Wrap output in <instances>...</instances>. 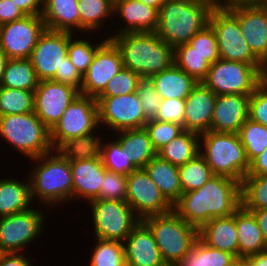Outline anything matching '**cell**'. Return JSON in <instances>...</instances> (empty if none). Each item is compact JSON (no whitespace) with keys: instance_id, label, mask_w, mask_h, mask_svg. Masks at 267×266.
<instances>
[{"instance_id":"obj_1","label":"cell","mask_w":267,"mask_h":266,"mask_svg":"<svg viewBox=\"0 0 267 266\" xmlns=\"http://www.w3.org/2000/svg\"><path fill=\"white\" fill-rule=\"evenodd\" d=\"M241 207V183L213 175L202 187L185 192L173 210L198 230L213 218L227 217Z\"/></svg>"},{"instance_id":"obj_2","label":"cell","mask_w":267,"mask_h":266,"mask_svg":"<svg viewBox=\"0 0 267 266\" xmlns=\"http://www.w3.org/2000/svg\"><path fill=\"white\" fill-rule=\"evenodd\" d=\"M218 0H165L158 11L155 33L173 49L189 40L209 24Z\"/></svg>"},{"instance_id":"obj_3","label":"cell","mask_w":267,"mask_h":266,"mask_svg":"<svg viewBox=\"0 0 267 266\" xmlns=\"http://www.w3.org/2000/svg\"><path fill=\"white\" fill-rule=\"evenodd\" d=\"M119 50L124 68L150 78L174 64V49L155 32H128L108 38Z\"/></svg>"},{"instance_id":"obj_4","label":"cell","mask_w":267,"mask_h":266,"mask_svg":"<svg viewBox=\"0 0 267 266\" xmlns=\"http://www.w3.org/2000/svg\"><path fill=\"white\" fill-rule=\"evenodd\" d=\"M199 137L203 139L205 148L200 154L213 175L229 177L241 183L249 172L250 162L239 134L207 131Z\"/></svg>"},{"instance_id":"obj_5","label":"cell","mask_w":267,"mask_h":266,"mask_svg":"<svg viewBox=\"0 0 267 266\" xmlns=\"http://www.w3.org/2000/svg\"><path fill=\"white\" fill-rule=\"evenodd\" d=\"M150 229L165 263L179 264L198 239V229L174 210L142 220Z\"/></svg>"},{"instance_id":"obj_6","label":"cell","mask_w":267,"mask_h":266,"mask_svg":"<svg viewBox=\"0 0 267 266\" xmlns=\"http://www.w3.org/2000/svg\"><path fill=\"white\" fill-rule=\"evenodd\" d=\"M58 155L43 154L35 160H44L36 166L30 177L31 197L38 196L44 203L72 200L73 180L70 161L59 151ZM49 156V158H47Z\"/></svg>"},{"instance_id":"obj_7","label":"cell","mask_w":267,"mask_h":266,"mask_svg":"<svg viewBox=\"0 0 267 266\" xmlns=\"http://www.w3.org/2000/svg\"><path fill=\"white\" fill-rule=\"evenodd\" d=\"M0 135L32 159L50 153V130L34 113L0 116Z\"/></svg>"},{"instance_id":"obj_8","label":"cell","mask_w":267,"mask_h":266,"mask_svg":"<svg viewBox=\"0 0 267 266\" xmlns=\"http://www.w3.org/2000/svg\"><path fill=\"white\" fill-rule=\"evenodd\" d=\"M209 25L216 34L220 59L251 64L267 76V68L253 55L242 35L238 17L226 5L217 3L211 11Z\"/></svg>"},{"instance_id":"obj_9","label":"cell","mask_w":267,"mask_h":266,"mask_svg":"<svg viewBox=\"0 0 267 266\" xmlns=\"http://www.w3.org/2000/svg\"><path fill=\"white\" fill-rule=\"evenodd\" d=\"M266 77L253 65L219 59L202 83L216 95H251Z\"/></svg>"},{"instance_id":"obj_10","label":"cell","mask_w":267,"mask_h":266,"mask_svg":"<svg viewBox=\"0 0 267 266\" xmlns=\"http://www.w3.org/2000/svg\"><path fill=\"white\" fill-rule=\"evenodd\" d=\"M98 125L96 98L79 94L50 130L52 146L57 150L68 139L90 134Z\"/></svg>"},{"instance_id":"obj_11","label":"cell","mask_w":267,"mask_h":266,"mask_svg":"<svg viewBox=\"0 0 267 266\" xmlns=\"http://www.w3.org/2000/svg\"><path fill=\"white\" fill-rule=\"evenodd\" d=\"M90 202L96 238L123 242L141 221L133 217L135 212L126 201L95 199Z\"/></svg>"},{"instance_id":"obj_12","label":"cell","mask_w":267,"mask_h":266,"mask_svg":"<svg viewBox=\"0 0 267 266\" xmlns=\"http://www.w3.org/2000/svg\"><path fill=\"white\" fill-rule=\"evenodd\" d=\"M126 202L139 220L165 214L173 205L165 198L145 169H136L127 175Z\"/></svg>"},{"instance_id":"obj_13","label":"cell","mask_w":267,"mask_h":266,"mask_svg":"<svg viewBox=\"0 0 267 266\" xmlns=\"http://www.w3.org/2000/svg\"><path fill=\"white\" fill-rule=\"evenodd\" d=\"M46 26L42 15L24 18L0 25V49L8 59L30 58Z\"/></svg>"},{"instance_id":"obj_14","label":"cell","mask_w":267,"mask_h":266,"mask_svg":"<svg viewBox=\"0 0 267 266\" xmlns=\"http://www.w3.org/2000/svg\"><path fill=\"white\" fill-rule=\"evenodd\" d=\"M98 122L112 130L143 128L147 120L136 92L114 97H97Z\"/></svg>"},{"instance_id":"obj_15","label":"cell","mask_w":267,"mask_h":266,"mask_svg":"<svg viewBox=\"0 0 267 266\" xmlns=\"http://www.w3.org/2000/svg\"><path fill=\"white\" fill-rule=\"evenodd\" d=\"M237 17L253 55L267 68V2L226 5Z\"/></svg>"},{"instance_id":"obj_16","label":"cell","mask_w":267,"mask_h":266,"mask_svg":"<svg viewBox=\"0 0 267 266\" xmlns=\"http://www.w3.org/2000/svg\"><path fill=\"white\" fill-rule=\"evenodd\" d=\"M71 32L45 29L34 47L30 61L39 81L52 80L68 56Z\"/></svg>"},{"instance_id":"obj_17","label":"cell","mask_w":267,"mask_h":266,"mask_svg":"<svg viewBox=\"0 0 267 266\" xmlns=\"http://www.w3.org/2000/svg\"><path fill=\"white\" fill-rule=\"evenodd\" d=\"M123 67L119 50L107 38L97 49L91 64L82 75L80 94L97 98Z\"/></svg>"},{"instance_id":"obj_18","label":"cell","mask_w":267,"mask_h":266,"mask_svg":"<svg viewBox=\"0 0 267 266\" xmlns=\"http://www.w3.org/2000/svg\"><path fill=\"white\" fill-rule=\"evenodd\" d=\"M43 220V214L34 209L0 217V252L18 253L41 232Z\"/></svg>"},{"instance_id":"obj_19","label":"cell","mask_w":267,"mask_h":266,"mask_svg":"<svg viewBox=\"0 0 267 266\" xmlns=\"http://www.w3.org/2000/svg\"><path fill=\"white\" fill-rule=\"evenodd\" d=\"M80 92L54 80L39 81L34 92V113L51 130Z\"/></svg>"},{"instance_id":"obj_20","label":"cell","mask_w":267,"mask_h":266,"mask_svg":"<svg viewBox=\"0 0 267 266\" xmlns=\"http://www.w3.org/2000/svg\"><path fill=\"white\" fill-rule=\"evenodd\" d=\"M249 96L242 94L217 95L210 131L238 133L248 119Z\"/></svg>"},{"instance_id":"obj_21","label":"cell","mask_w":267,"mask_h":266,"mask_svg":"<svg viewBox=\"0 0 267 266\" xmlns=\"http://www.w3.org/2000/svg\"><path fill=\"white\" fill-rule=\"evenodd\" d=\"M126 266H163L165 264L154 236L141 220L125 239Z\"/></svg>"},{"instance_id":"obj_22","label":"cell","mask_w":267,"mask_h":266,"mask_svg":"<svg viewBox=\"0 0 267 266\" xmlns=\"http://www.w3.org/2000/svg\"><path fill=\"white\" fill-rule=\"evenodd\" d=\"M216 94L202 82L185 99L183 129L198 134L210 131Z\"/></svg>"},{"instance_id":"obj_23","label":"cell","mask_w":267,"mask_h":266,"mask_svg":"<svg viewBox=\"0 0 267 266\" xmlns=\"http://www.w3.org/2000/svg\"><path fill=\"white\" fill-rule=\"evenodd\" d=\"M73 197L86 198L89 201L95 200L100 194V185H102L105 171L102 159H83L70 161Z\"/></svg>"},{"instance_id":"obj_24","label":"cell","mask_w":267,"mask_h":266,"mask_svg":"<svg viewBox=\"0 0 267 266\" xmlns=\"http://www.w3.org/2000/svg\"><path fill=\"white\" fill-rule=\"evenodd\" d=\"M198 237L208 246L238 257V235L235 213L213 218L198 230Z\"/></svg>"},{"instance_id":"obj_25","label":"cell","mask_w":267,"mask_h":266,"mask_svg":"<svg viewBox=\"0 0 267 266\" xmlns=\"http://www.w3.org/2000/svg\"><path fill=\"white\" fill-rule=\"evenodd\" d=\"M115 10L127 21V28L117 34L155 32L157 29L158 11L140 0H119L114 4Z\"/></svg>"},{"instance_id":"obj_26","label":"cell","mask_w":267,"mask_h":266,"mask_svg":"<svg viewBox=\"0 0 267 266\" xmlns=\"http://www.w3.org/2000/svg\"><path fill=\"white\" fill-rule=\"evenodd\" d=\"M238 235V257H249L267 250V244L256 218L242 206L235 212Z\"/></svg>"},{"instance_id":"obj_27","label":"cell","mask_w":267,"mask_h":266,"mask_svg":"<svg viewBox=\"0 0 267 266\" xmlns=\"http://www.w3.org/2000/svg\"><path fill=\"white\" fill-rule=\"evenodd\" d=\"M42 18L46 29L72 32L81 29L78 0H43Z\"/></svg>"},{"instance_id":"obj_28","label":"cell","mask_w":267,"mask_h":266,"mask_svg":"<svg viewBox=\"0 0 267 266\" xmlns=\"http://www.w3.org/2000/svg\"><path fill=\"white\" fill-rule=\"evenodd\" d=\"M116 141L125 156L136 169H144L147 163L157 155L147 130L143 128L125 129Z\"/></svg>"},{"instance_id":"obj_29","label":"cell","mask_w":267,"mask_h":266,"mask_svg":"<svg viewBox=\"0 0 267 266\" xmlns=\"http://www.w3.org/2000/svg\"><path fill=\"white\" fill-rule=\"evenodd\" d=\"M162 99L185 100L198 82L173 64L170 68L149 78Z\"/></svg>"},{"instance_id":"obj_30","label":"cell","mask_w":267,"mask_h":266,"mask_svg":"<svg viewBox=\"0 0 267 266\" xmlns=\"http://www.w3.org/2000/svg\"><path fill=\"white\" fill-rule=\"evenodd\" d=\"M144 169L172 205L181 198L183 192L177 166L156 155Z\"/></svg>"},{"instance_id":"obj_31","label":"cell","mask_w":267,"mask_h":266,"mask_svg":"<svg viewBox=\"0 0 267 266\" xmlns=\"http://www.w3.org/2000/svg\"><path fill=\"white\" fill-rule=\"evenodd\" d=\"M198 136L200 134L196 132L184 130L168 144L162 146L157 151V155L174 166H183L200 153Z\"/></svg>"},{"instance_id":"obj_32","label":"cell","mask_w":267,"mask_h":266,"mask_svg":"<svg viewBox=\"0 0 267 266\" xmlns=\"http://www.w3.org/2000/svg\"><path fill=\"white\" fill-rule=\"evenodd\" d=\"M31 200L30 181L0 180V217L28 210Z\"/></svg>"},{"instance_id":"obj_33","label":"cell","mask_w":267,"mask_h":266,"mask_svg":"<svg viewBox=\"0 0 267 266\" xmlns=\"http://www.w3.org/2000/svg\"><path fill=\"white\" fill-rule=\"evenodd\" d=\"M38 84L39 80L29 58L8 60L0 86L35 92Z\"/></svg>"},{"instance_id":"obj_34","label":"cell","mask_w":267,"mask_h":266,"mask_svg":"<svg viewBox=\"0 0 267 266\" xmlns=\"http://www.w3.org/2000/svg\"><path fill=\"white\" fill-rule=\"evenodd\" d=\"M235 256L206 245L199 237L180 266H228Z\"/></svg>"},{"instance_id":"obj_35","label":"cell","mask_w":267,"mask_h":266,"mask_svg":"<svg viewBox=\"0 0 267 266\" xmlns=\"http://www.w3.org/2000/svg\"><path fill=\"white\" fill-rule=\"evenodd\" d=\"M99 140L90 133L68 139L56 151H59L69 161L100 158L102 141Z\"/></svg>"},{"instance_id":"obj_36","label":"cell","mask_w":267,"mask_h":266,"mask_svg":"<svg viewBox=\"0 0 267 266\" xmlns=\"http://www.w3.org/2000/svg\"><path fill=\"white\" fill-rule=\"evenodd\" d=\"M174 64L197 82L206 78L211 66L202 55L193 51V47L188 43L174 49Z\"/></svg>"},{"instance_id":"obj_37","label":"cell","mask_w":267,"mask_h":266,"mask_svg":"<svg viewBox=\"0 0 267 266\" xmlns=\"http://www.w3.org/2000/svg\"><path fill=\"white\" fill-rule=\"evenodd\" d=\"M34 112V91L0 86V116Z\"/></svg>"},{"instance_id":"obj_38","label":"cell","mask_w":267,"mask_h":266,"mask_svg":"<svg viewBox=\"0 0 267 266\" xmlns=\"http://www.w3.org/2000/svg\"><path fill=\"white\" fill-rule=\"evenodd\" d=\"M178 169L183 193L202 187L213 176L211 168L200 153Z\"/></svg>"},{"instance_id":"obj_39","label":"cell","mask_w":267,"mask_h":266,"mask_svg":"<svg viewBox=\"0 0 267 266\" xmlns=\"http://www.w3.org/2000/svg\"><path fill=\"white\" fill-rule=\"evenodd\" d=\"M238 134L250 163L267 148V127L262 124L248 118Z\"/></svg>"},{"instance_id":"obj_40","label":"cell","mask_w":267,"mask_h":266,"mask_svg":"<svg viewBox=\"0 0 267 266\" xmlns=\"http://www.w3.org/2000/svg\"><path fill=\"white\" fill-rule=\"evenodd\" d=\"M241 206L244 209L267 208V175L245 176L241 182Z\"/></svg>"},{"instance_id":"obj_41","label":"cell","mask_w":267,"mask_h":266,"mask_svg":"<svg viewBox=\"0 0 267 266\" xmlns=\"http://www.w3.org/2000/svg\"><path fill=\"white\" fill-rule=\"evenodd\" d=\"M78 11L81 30L90 31L100 26L103 19L114 12V4L110 0H78Z\"/></svg>"},{"instance_id":"obj_42","label":"cell","mask_w":267,"mask_h":266,"mask_svg":"<svg viewBox=\"0 0 267 266\" xmlns=\"http://www.w3.org/2000/svg\"><path fill=\"white\" fill-rule=\"evenodd\" d=\"M90 266H126L124 244L97 238Z\"/></svg>"},{"instance_id":"obj_43","label":"cell","mask_w":267,"mask_h":266,"mask_svg":"<svg viewBox=\"0 0 267 266\" xmlns=\"http://www.w3.org/2000/svg\"><path fill=\"white\" fill-rule=\"evenodd\" d=\"M142 77L130 69L122 68L106 85L98 97H114L136 92Z\"/></svg>"},{"instance_id":"obj_44","label":"cell","mask_w":267,"mask_h":266,"mask_svg":"<svg viewBox=\"0 0 267 266\" xmlns=\"http://www.w3.org/2000/svg\"><path fill=\"white\" fill-rule=\"evenodd\" d=\"M144 128L147 130L156 151L184 131L182 125L156 119L147 121Z\"/></svg>"},{"instance_id":"obj_45","label":"cell","mask_w":267,"mask_h":266,"mask_svg":"<svg viewBox=\"0 0 267 266\" xmlns=\"http://www.w3.org/2000/svg\"><path fill=\"white\" fill-rule=\"evenodd\" d=\"M188 44L193 47V51L202 55L211 65L220 59L216 34L209 24L197 32Z\"/></svg>"},{"instance_id":"obj_46","label":"cell","mask_w":267,"mask_h":266,"mask_svg":"<svg viewBox=\"0 0 267 266\" xmlns=\"http://www.w3.org/2000/svg\"><path fill=\"white\" fill-rule=\"evenodd\" d=\"M101 159L105 168L114 173L128 175L136 170L117 141L102 145Z\"/></svg>"},{"instance_id":"obj_47","label":"cell","mask_w":267,"mask_h":266,"mask_svg":"<svg viewBox=\"0 0 267 266\" xmlns=\"http://www.w3.org/2000/svg\"><path fill=\"white\" fill-rule=\"evenodd\" d=\"M72 38L68 43V57L78 72L83 75L91 64L95 52L106 40L92 47L90 41L81 39L72 41Z\"/></svg>"},{"instance_id":"obj_48","label":"cell","mask_w":267,"mask_h":266,"mask_svg":"<svg viewBox=\"0 0 267 266\" xmlns=\"http://www.w3.org/2000/svg\"><path fill=\"white\" fill-rule=\"evenodd\" d=\"M127 175L106 170L96 199L126 201Z\"/></svg>"},{"instance_id":"obj_49","label":"cell","mask_w":267,"mask_h":266,"mask_svg":"<svg viewBox=\"0 0 267 266\" xmlns=\"http://www.w3.org/2000/svg\"><path fill=\"white\" fill-rule=\"evenodd\" d=\"M147 121L155 119L162 100L149 78H142L136 89Z\"/></svg>"},{"instance_id":"obj_50","label":"cell","mask_w":267,"mask_h":266,"mask_svg":"<svg viewBox=\"0 0 267 266\" xmlns=\"http://www.w3.org/2000/svg\"><path fill=\"white\" fill-rule=\"evenodd\" d=\"M248 118L267 127V78L249 96Z\"/></svg>"},{"instance_id":"obj_51","label":"cell","mask_w":267,"mask_h":266,"mask_svg":"<svg viewBox=\"0 0 267 266\" xmlns=\"http://www.w3.org/2000/svg\"><path fill=\"white\" fill-rule=\"evenodd\" d=\"M184 108L185 100L175 98L162 99L155 119L173 122L183 126Z\"/></svg>"},{"instance_id":"obj_52","label":"cell","mask_w":267,"mask_h":266,"mask_svg":"<svg viewBox=\"0 0 267 266\" xmlns=\"http://www.w3.org/2000/svg\"><path fill=\"white\" fill-rule=\"evenodd\" d=\"M52 80L70 85L76 88L79 92L81 90L82 75L72 64L68 56L64 58V62L60 66V69H57L55 77Z\"/></svg>"},{"instance_id":"obj_53","label":"cell","mask_w":267,"mask_h":266,"mask_svg":"<svg viewBox=\"0 0 267 266\" xmlns=\"http://www.w3.org/2000/svg\"><path fill=\"white\" fill-rule=\"evenodd\" d=\"M25 16L13 0H0V25L20 20Z\"/></svg>"},{"instance_id":"obj_54","label":"cell","mask_w":267,"mask_h":266,"mask_svg":"<svg viewBox=\"0 0 267 266\" xmlns=\"http://www.w3.org/2000/svg\"><path fill=\"white\" fill-rule=\"evenodd\" d=\"M263 175H267V148L250 163V169L246 176Z\"/></svg>"},{"instance_id":"obj_55","label":"cell","mask_w":267,"mask_h":266,"mask_svg":"<svg viewBox=\"0 0 267 266\" xmlns=\"http://www.w3.org/2000/svg\"><path fill=\"white\" fill-rule=\"evenodd\" d=\"M25 15H42L43 0H13ZM40 3L42 8H40Z\"/></svg>"},{"instance_id":"obj_56","label":"cell","mask_w":267,"mask_h":266,"mask_svg":"<svg viewBox=\"0 0 267 266\" xmlns=\"http://www.w3.org/2000/svg\"><path fill=\"white\" fill-rule=\"evenodd\" d=\"M28 258L18 253H1L0 266H30Z\"/></svg>"},{"instance_id":"obj_57","label":"cell","mask_w":267,"mask_h":266,"mask_svg":"<svg viewBox=\"0 0 267 266\" xmlns=\"http://www.w3.org/2000/svg\"><path fill=\"white\" fill-rule=\"evenodd\" d=\"M247 211H250L254 217L256 218V221L258 223V226L263 234V237L267 244V208L265 209H246Z\"/></svg>"},{"instance_id":"obj_58","label":"cell","mask_w":267,"mask_h":266,"mask_svg":"<svg viewBox=\"0 0 267 266\" xmlns=\"http://www.w3.org/2000/svg\"><path fill=\"white\" fill-rule=\"evenodd\" d=\"M248 266H267V250L247 257Z\"/></svg>"},{"instance_id":"obj_59","label":"cell","mask_w":267,"mask_h":266,"mask_svg":"<svg viewBox=\"0 0 267 266\" xmlns=\"http://www.w3.org/2000/svg\"><path fill=\"white\" fill-rule=\"evenodd\" d=\"M254 2H267V0H225V2H221L218 0L220 5H231L235 3H254Z\"/></svg>"},{"instance_id":"obj_60","label":"cell","mask_w":267,"mask_h":266,"mask_svg":"<svg viewBox=\"0 0 267 266\" xmlns=\"http://www.w3.org/2000/svg\"><path fill=\"white\" fill-rule=\"evenodd\" d=\"M147 6H150L152 8H155L157 11L160 10L161 6L165 2V0H140Z\"/></svg>"},{"instance_id":"obj_61","label":"cell","mask_w":267,"mask_h":266,"mask_svg":"<svg viewBox=\"0 0 267 266\" xmlns=\"http://www.w3.org/2000/svg\"><path fill=\"white\" fill-rule=\"evenodd\" d=\"M7 56L4 54V52L0 49V83L3 77V72L5 70L6 64L8 62Z\"/></svg>"},{"instance_id":"obj_62","label":"cell","mask_w":267,"mask_h":266,"mask_svg":"<svg viewBox=\"0 0 267 266\" xmlns=\"http://www.w3.org/2000/svg\"><path fill=\"white\" fill-rule=\"evenodd\" d=\"M228 266H248L247 257H235Z\"/></svg>"},{"instance_id":"obj_63","label":"cell","mask_w":267,"mask_h":266,"mask_svg":"<svg viewBox=\"0 0 267 266\" xmlns=\"http://www.w3.org/2000/svg\"><path fill=\"white\" fill-rule=\"evenodd\" d=\"M163 266H180L179 264H170V263H165Z\"/></svg>"},{"instance_id":"obj_64","label":"cell","mask_w":267,"mask_h":266,"mask_svg":"<svg viewBox=\"0 0 267 266\" xmlns=\"http://www.w3.org/2000/svg\"><path fill=\"white\" fill-rule=\"evenodd\" d=\"M113 4H115L119 0H110Z\"/></svg>"}]
</instances>
